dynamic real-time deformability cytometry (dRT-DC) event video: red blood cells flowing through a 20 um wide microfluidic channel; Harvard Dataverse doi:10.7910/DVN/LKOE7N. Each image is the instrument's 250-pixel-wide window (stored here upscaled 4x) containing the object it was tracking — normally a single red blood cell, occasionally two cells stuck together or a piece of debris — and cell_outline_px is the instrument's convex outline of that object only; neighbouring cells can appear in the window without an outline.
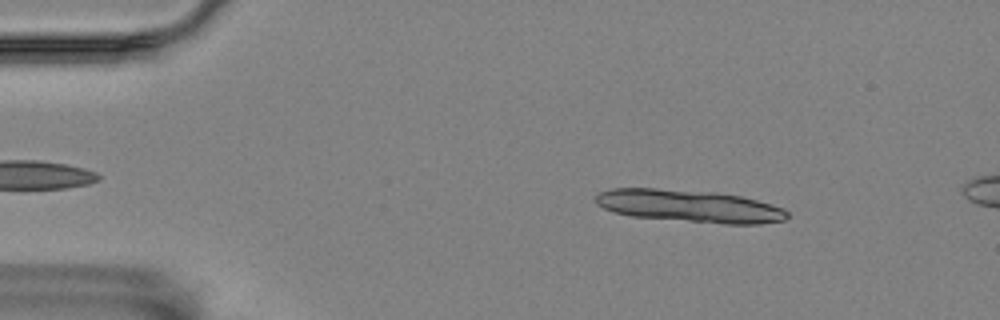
{"species": "Egyptian fruit bat (a non-hibernating species)", "species_latin": "Rousettus aegyptiacus", "temperature_condition": "room temperature", "stored_images_in_passage": 12, "camera_frame_rate_fps": 3000, "um_per_image_px": 0.085, "animal": {"sex": "female"}, "frame": {"image": 1, "passage_image": 7, "time_ms": 2.0, "image_size_px": [1000, 320], "cell_outline_px": [[788, 216], [784, 220], [760, 224], [728, 224], [632, 216], [616, 212], [604, 208], [596, 204], [596, 196], [600, 192], [612, 188], [656, 188], [716, 192], [740, 196], [772, 204], [784, 208], [788, 212]], "centroid_in_image_um": [58.63, 17.51], "position_along_channel_um": 26.4, "area_um2": 36.01}}